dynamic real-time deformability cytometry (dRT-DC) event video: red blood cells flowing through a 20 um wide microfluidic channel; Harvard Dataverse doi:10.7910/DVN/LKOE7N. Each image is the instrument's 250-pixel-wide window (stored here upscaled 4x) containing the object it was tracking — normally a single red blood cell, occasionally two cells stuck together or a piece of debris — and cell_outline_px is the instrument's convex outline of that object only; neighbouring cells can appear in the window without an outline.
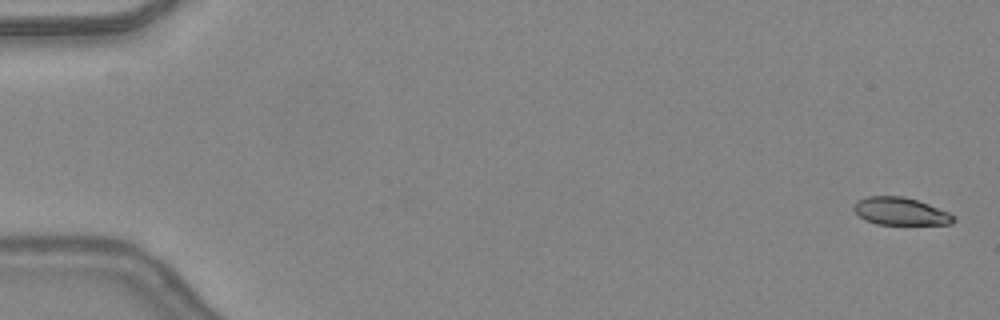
{"species": "common noctule bat (a hibernating species)", "species_latin": "Nyctalus noctula", "temperature_condition": "warm", "stored_images_in_passage": 47, "camera_frame_rate_fps": 3000, "um_per_image_px": 0.085, "animal": {"sex": "female", "body_mass_g": 24.6, "forearm_length_mm": 56.2}, "frame": {"image": 1, "passage_image": 1, "time_ms": 0.0, "image_size_px": [1000, 320], "cell_outline_px": [[956, 220], [952, 224], [876, 224], [864, 220], [852, 208], [856, 200], [868, 196], [904, 196], [928, 204], [948, 212], [956, 216]], "centroid_in_image_um": [76.53, 17.96], "position_along_channel_um": 8.5, "area_um2": 16.07}}
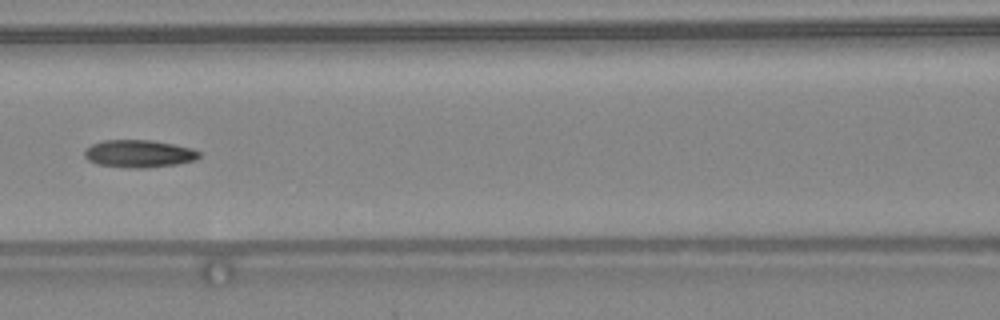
{"frame": {"image": 2, "passage_image": 22, "time_ms": 7.0, "image_size_px": [1000, 320], "cell_outline_px": [[200, 156], [196, 160], [176, 164], [144, 168], [128, 168], [96, 164], [88, 160], [84, 156], [84, 148], [92, 144], [104, 140], [152, 140], [192, 148], [200, 152]], "centroid_in_image_um": [11.78, 13.06], "position_along_channel_um": 154.8, "area_um2": 18.5}}
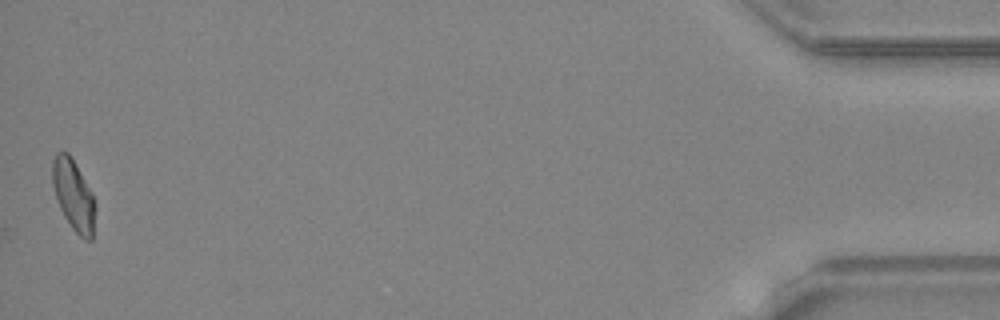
{"frame": {"image": 3, "passage_image": 47, "time_ms": 15.333, "image_size_px": [1000, 320], "cell_outline_px": [[96, 208], [92, 240], [84, 240], [72, 228], [64, 216], [60, 208], [52, 184], [52, 160], [56, 152], [68, 152], [88, 188], [96, 204]], "centroid_in_image_um": [6.24, 16.62], "position_along_channel_um": 429.0, "area_um2": 17.34}, "authors_computed_cell_mechanics": {"area_um2": 17.8024, "velocity_mm_per_s": 4.4007, "shape_relaxation_time_tau1_ms": 8.6644, "shape_relaxation_time_tau2_ms": 3.9249, "deformation_change_tau1": 0.2376, "deformation_change_tau2": 0.1285}}